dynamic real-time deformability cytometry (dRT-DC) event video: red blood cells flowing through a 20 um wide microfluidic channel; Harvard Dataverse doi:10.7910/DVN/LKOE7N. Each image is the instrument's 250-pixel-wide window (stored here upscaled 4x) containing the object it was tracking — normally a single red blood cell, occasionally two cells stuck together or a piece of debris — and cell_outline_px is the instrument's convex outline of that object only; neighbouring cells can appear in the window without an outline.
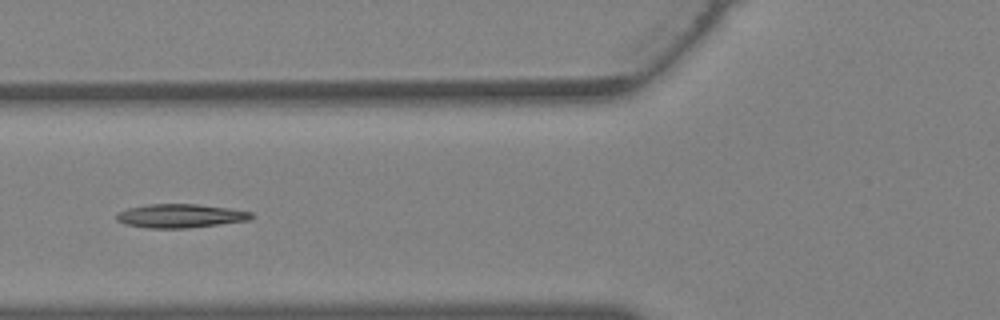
{"species": "Egyptian fruit bat (a non-hibernating species)", "species_latin": "Rousettus aegyptiacus", "temperature_condition": "warm", "stored_images_in_passage": 37, "camera_frame_rate_fps": 3000, "um_per_image_px": 0.085, "animal": {"sex": "female"}, "frame": {"image": 1, "passage_image": 14, "time_ms": 4.333, "image_size_px": [1000, 320], "cell_outline_px": [[256, 216], [248, 220], [188, 228], [148, 228], [124, 224], [116, 220], [116, 212], [128, 208], [148, 204], [196, 204], [228, 208], [252, 212]], "centroid_in_image_um": [15.3, 18.35], "position_along_channel_um": 110.5, "area_um2": 18.67}}
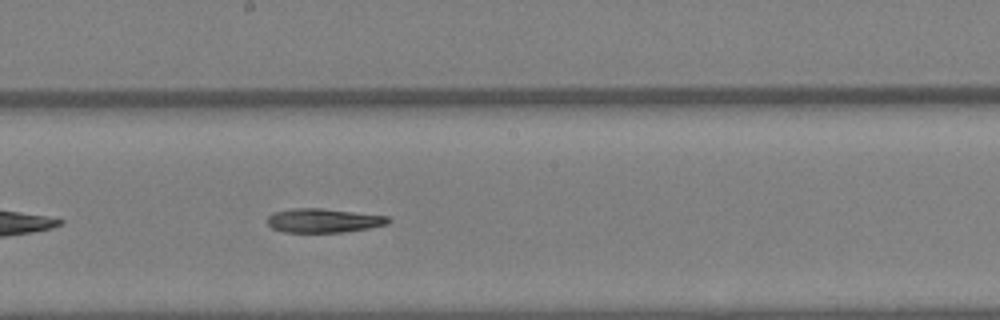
{"frame": {"image": 2, "passage_image": 20, "time_ms": 6.333, "image_size_px": [1000, 320], "cell_outline_px": [[392, 220], [388, 224], [368, 228], [344, 232], [284, 232], [272, 228], [268, 224], [268, 216], [272, 212], [292, 208], [324, 208], [388, 216]], "centroid_in_image_um": [27.5, 18.74], "position_along_channel_um": 220.7, "area_um2": 17.05}}
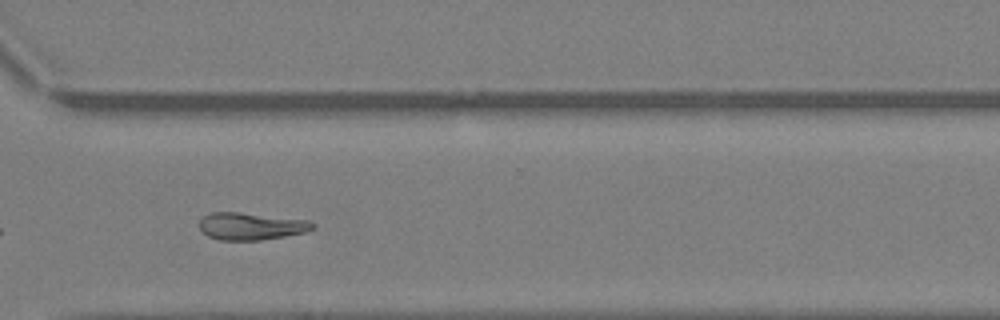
{"frame": {"image": 3, "passage_image": 27, "time_ms": 8.667, "image_size_px": [1000, 320], "cell_outline_px": [[316, 224], [312, 228], [304, 232], [284, 236], [260, 240], [220, 240], [208, 236], [200, 228], [200, 220], [204, 216], [212, 212], [240, 212], [308, 220]], "centroid_in_image_um": [21.33, 19.22], "position_along_channel_um": 349.3, "area_um2": 17.8}}